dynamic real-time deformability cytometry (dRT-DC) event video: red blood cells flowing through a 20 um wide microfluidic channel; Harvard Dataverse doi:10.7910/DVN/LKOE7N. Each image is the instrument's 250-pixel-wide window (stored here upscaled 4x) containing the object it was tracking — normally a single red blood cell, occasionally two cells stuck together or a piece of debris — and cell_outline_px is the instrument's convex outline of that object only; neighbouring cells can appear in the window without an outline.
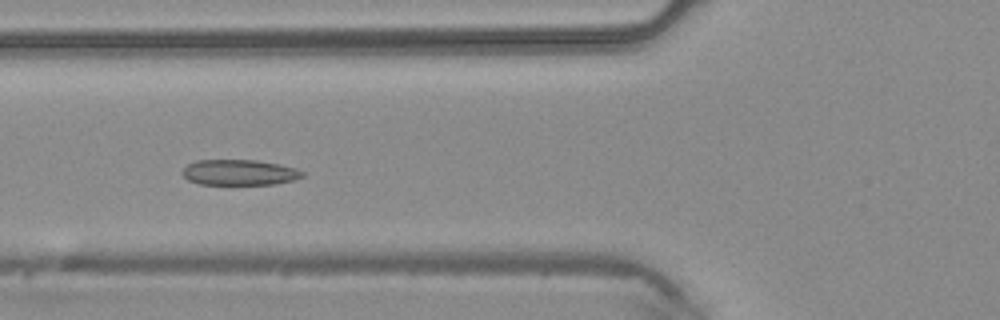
{"species": "common noctule bat (a hibernating species)", "species_latin": "Nyctalus noctula", "temperature_condition": "warm", "stored_images_in_passage": 45, "camera_frame_rate_fps": 3000, "um_per_image_px": 0.085, "animal": {"sex": "male", "body_mass_g": 20.4}, "frame": {"image": 1, "passage_image": 17, "time_ms": 5.333, "image_size_px": [1000, 320], "cell_outline_px": [[304, 176], [296, 180], [276, 184], [200, 184], [188, 180], [180, 172], [188, 164], [196, 160], [256, 160], [280, 164], [296, 168], [304, 172]], "centroid_in_image_um": [20.37, 14.65], "position_along_channel_um": 105.4, "area_um2": 18.03}}
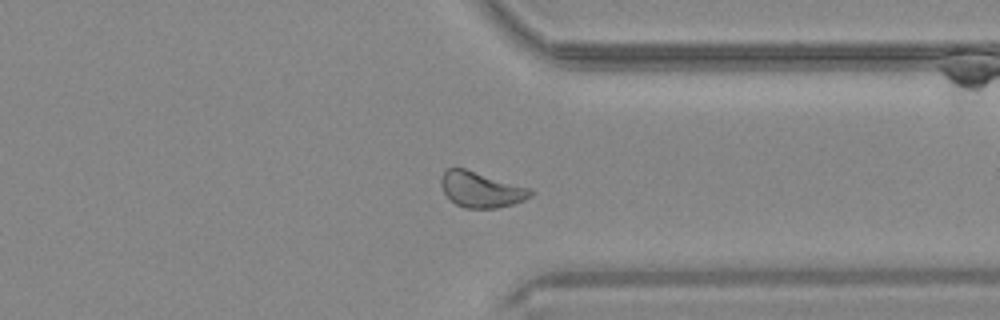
{"frame": {"image": 2, "passage_image": 35, "time_ms": 11.333, "image_size_px": [1000, 320], "cell_outline_px": [[532, 196], [524, 200], [512, 204], [496, 208], [464, 208], [456, 204], [444, 192], [440, 184], [440, 180], [444, 172], [448, 168], [464, 168], [532, 188]], "centroid_in_image_um": [40.91, 16.11], "position_along_channel_um": 370.5, "area_um2": 18.5}}
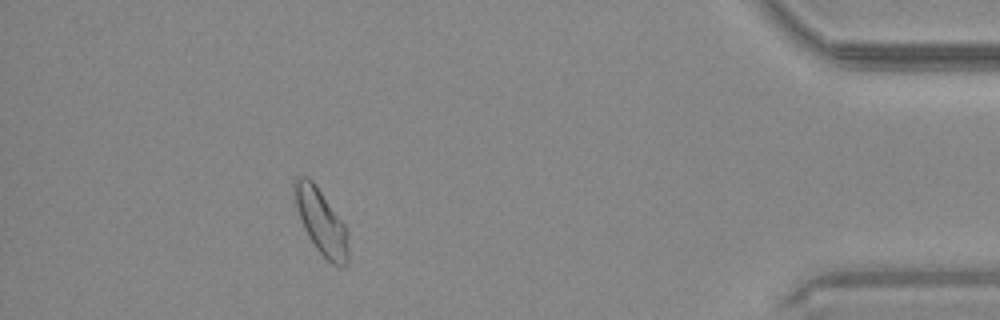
{"frame": {"image": 3, "passage_image": 41, "time_ms": 13.333, "image_size_px": [1000, 320], "cell_outline_px": [[348, 260], [344, 268], [340, 268], [332, 264], [316, 248], [308, 236], [304, 228], [296, 208], [292, 184], [292, 180], [296, 176], [308, 176], [316, 184], [344, 224], [348, 232]], "centroid_in_image_um": [27.28, 18.82], "position_along_channel_um": 407.9, "area_um2": 20.63}}